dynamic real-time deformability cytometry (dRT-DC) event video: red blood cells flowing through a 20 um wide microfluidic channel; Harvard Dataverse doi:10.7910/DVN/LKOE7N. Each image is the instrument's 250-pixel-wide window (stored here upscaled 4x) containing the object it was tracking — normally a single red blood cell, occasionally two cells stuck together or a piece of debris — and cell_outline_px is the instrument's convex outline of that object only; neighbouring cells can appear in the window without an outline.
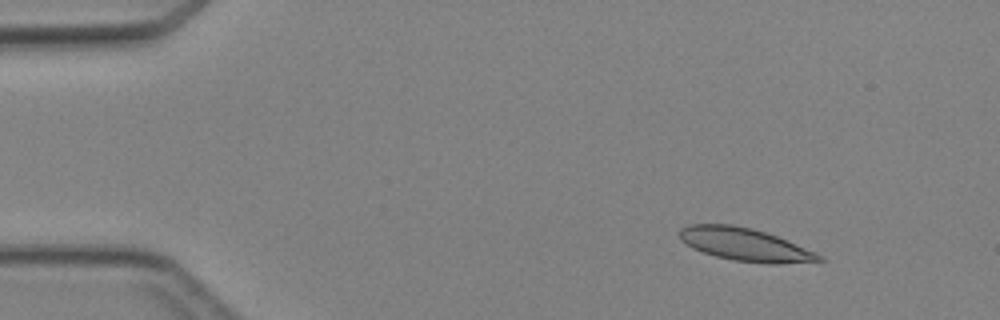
{"species": "Egyptian fruit bat (a non-hibernating species)", "species_latin": "Rousettus aegyptiacus", "temperature_condition": "cold", "stored_images_in_passage": 2, "camera_frame_rate_fps": 3000, "um_per_image_px": 0.085, "animal": {"sex": "female"}, "frame": {"image": 1, "passage_image": 1, "time_ms": 0.0, "image_size_px": [1000, 320], "cell_outline_px": [[828, 260], [780, 264], [768, 264], [736, 260], [716, 256], [692, 248], [680, 240], [680, 228], [688, 224], [732, 224], [752, 228], [776, 236], [816, 252], [824, 256]], "centroid_in_image_um": [63.34, 20.78], "position_along_channel_um": 21.7, "area_um2": 26.65}}